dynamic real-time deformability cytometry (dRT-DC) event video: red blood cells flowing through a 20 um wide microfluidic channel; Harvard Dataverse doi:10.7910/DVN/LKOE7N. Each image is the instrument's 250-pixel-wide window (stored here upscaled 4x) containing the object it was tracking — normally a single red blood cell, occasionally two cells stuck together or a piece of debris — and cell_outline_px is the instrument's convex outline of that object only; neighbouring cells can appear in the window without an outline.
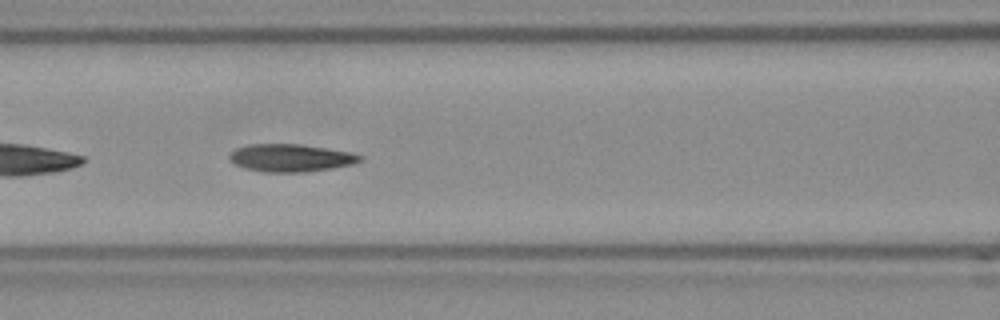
{"species": "Egyptian fruit bat (a non-hibernating species)", "species_latin": "Rousettus aegyptiacus", "temperature_condition": "room temperature", "stored_images_in_passage": 18, "camera_frame_rate_fps": 3000, "um_per_image_px": 0.085, "frame": {"image": 1, "passage_image": 8, "time_ms": 2.333, "image_size_px": [1000, 320], "cell_outline_px": [[364, 156], [360, 160], [352, 164], [332, 168], [308, 172], [264, 172], [244, 168], [232, 164], [228, 160], [228, 156], [236, 148], [252, 144], [300, 144], [352, 152]], "centroid_in_image_um": [24.68, 13.42], "position_along_channel_um": 141.9, "area_um2": 21.15}}